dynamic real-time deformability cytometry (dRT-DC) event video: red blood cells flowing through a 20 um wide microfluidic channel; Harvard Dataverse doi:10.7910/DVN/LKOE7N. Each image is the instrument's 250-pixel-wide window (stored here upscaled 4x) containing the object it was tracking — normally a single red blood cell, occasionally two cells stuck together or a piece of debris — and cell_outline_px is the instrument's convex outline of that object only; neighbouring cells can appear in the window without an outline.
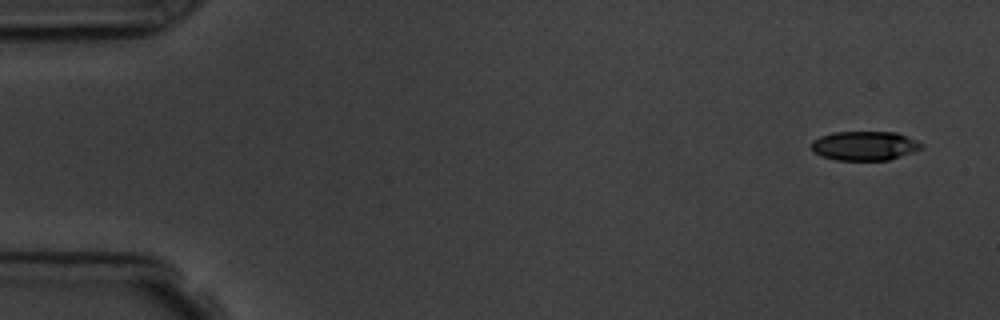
{"species": "common noctule bat (a hibernating species)", "species_latin": "Nyctalus noctula", "temperature_condition": "room temperature", "stored_images_in_passage": 5, "camera_frame_rate_fps": 3000, "um_per_image_px": 0.085, "animal": {"sex": "male", "body_mass_g": 19.5, "forearm_length_mm": 54.6}, "frame": {"image": 1, "passage_image": 1, "time_ms": 0.0, "image_size_px": [1000, 320], "cell_outline_px": [[924, 148], [888, 160], [836, 160], [820, 156], [812, 152], [812, 140], [820, 136], [832, 132], [896, 132], [916, 140], [924, 144]], "centroid_in_image_um": [73.47, 12.39], "position_along_channel_um": 11.5, "area_um2": 18.84}}
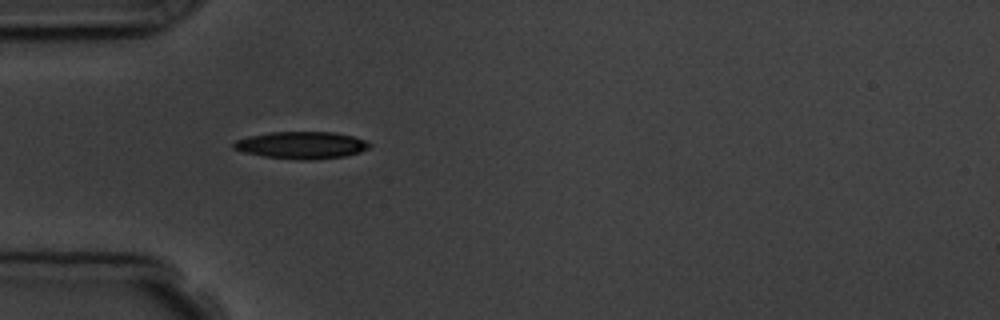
{"frame": {"image": 2, "passage_image": 5, "time_ms": 4.667, "image_size_px": [1000, 320], "cell_outline_px": [[372, 144], [368, 148], [360, 152], [344, 156], [312, 160], [300, 160], [264, 156], [244, 152], [232, 148], [232, 144], [236, 140], [248, 136], [268, 132], [332, 132], [352, 136], [364, 140]], "centroid_in_image_um": [25.6, 12.34], "position_along_channel_um": 59.4, "area_um2": 21.44}}